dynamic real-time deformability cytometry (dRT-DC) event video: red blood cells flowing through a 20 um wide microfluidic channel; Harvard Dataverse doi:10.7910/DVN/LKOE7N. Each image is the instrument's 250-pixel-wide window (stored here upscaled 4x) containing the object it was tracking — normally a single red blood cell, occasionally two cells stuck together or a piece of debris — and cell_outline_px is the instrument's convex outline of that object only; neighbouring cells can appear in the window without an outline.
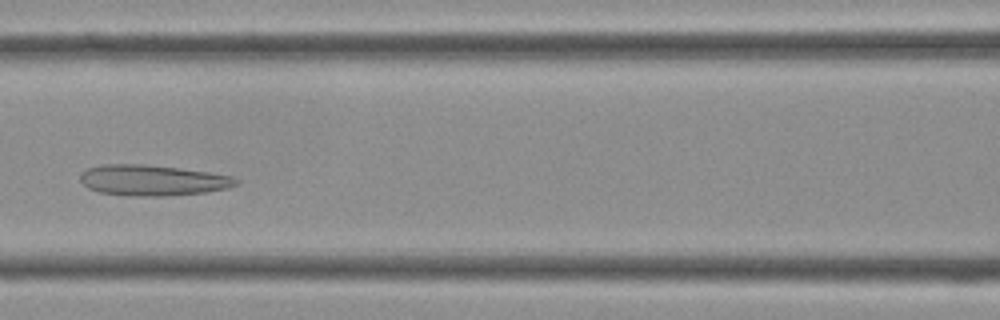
{"species": "Egyptian fruit bat (a non-hibernating species)", "species_latin": "Rousettus aegyptiacus", "temperature_condition": "cold", "stored_images_in_passage": 29, "camera_frame_rate_fps": 3000, "um_per_image_px": 0.085, "frame": {"image": 1, "passage_image": 6, "time_ms": 1.667, "image_size_px": [1000, 320], "cell_outline_px": [[240, 184], [228, 188], [204, 192], [164, 196], [132, 196], [100, 192], [88, 188], [80, 180], [80, 172], [88, 168], [104, 164], [144, 164], [180, 168], [208, 172], [232, 176], [240, 180]], "centroid_in_image_um": [12.98, 15.32], "position_along_channel_um": 153.6, "area_um2": 27.98}}
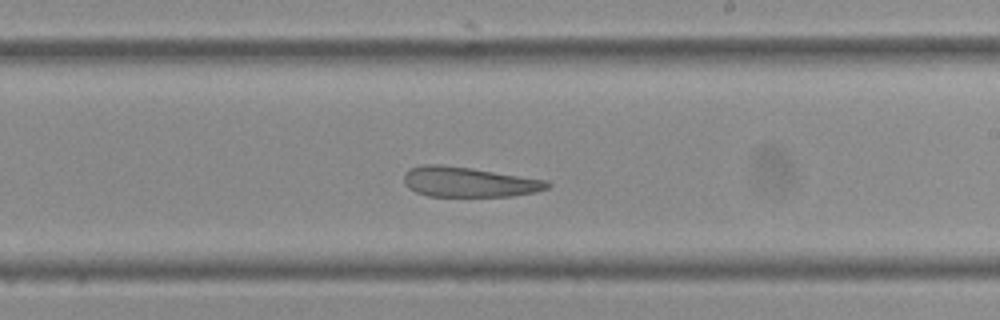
{"frame": {"image": 2, "passage_image": 12, "time_ms": 3.667, "image_size_px": [1000, 320], "cell_outline_px": [[552, 184], [548, 188], [536, 192], [512, 196], [428, 196], [416, 192], [408, 188], [404, 184], [404, 172], [408, 168], [424, 164], [440, 164], [472, 168], [548, 180]], "centroid_in_image_um": [39.83, 15.46], "position_along_channel_um": 249.2, "area_um2": 25.37}}
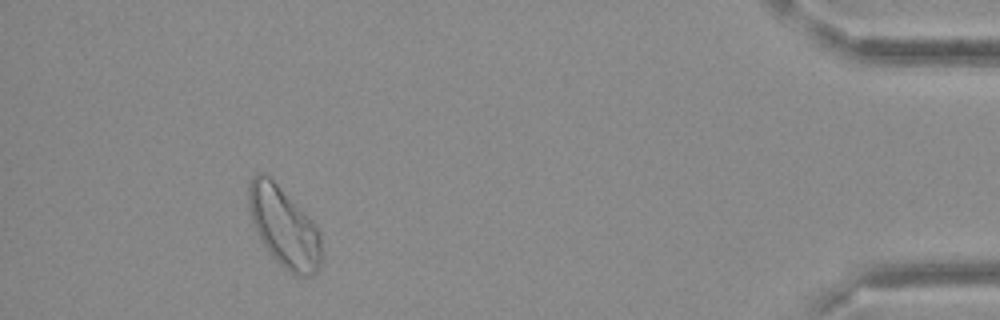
{"frame": {"image": 3, "passage_image": 26, "time_ms": 8.333, "image_size_px": [1000, 320], "cell_outline_px": [[320, 264], [316, 272], [308, 276], [296, 276], [280, 264], [268, 252], [260, 240], [252, 220], [248, 200], [248, 184], [252, 176], [256, 172], [260, 172], [268, 176], [312, 220], [320, 236]], "centroid_in_image_um": [24.11, 19.3], "position_along_channel_um": 411.1, "area_um2": 33.29}}